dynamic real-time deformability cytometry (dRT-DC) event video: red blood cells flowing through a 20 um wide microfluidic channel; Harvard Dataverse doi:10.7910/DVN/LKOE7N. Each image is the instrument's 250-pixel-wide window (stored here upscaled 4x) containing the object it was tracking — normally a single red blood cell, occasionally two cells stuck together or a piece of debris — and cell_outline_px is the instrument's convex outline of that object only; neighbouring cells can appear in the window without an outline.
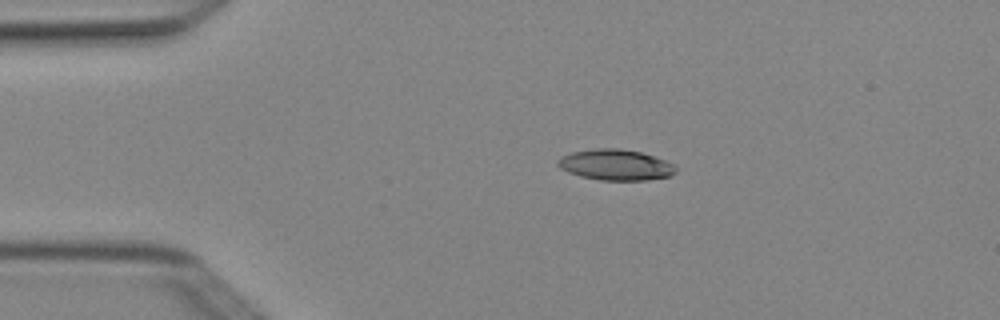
{"species": "Egyptian fruit bat (a non-hibernating species)", "species_latin": "Rousettus aegyptiacus", "temperature_condition": "cold", "stored_images_in_passage": 4, "camera_frame_rate_fps": 3000, "um_per_image_px": 0.085, "animal": {"sex": "female"}, "frame": {"image": 1, "passage_image": 2, "time_ms": 0.333, "image_size_px": [1000, 320], "cell_outline_px": [[676, 172], [672, 176], [648, 180], [600, 180], [580, 176], [568, 172], [560, 168], [556, 164], [556, 160], [560, 156], [572, 152], [596, 148], [620, 148], [640, 152], [664, 160], [672, 164], [676, 168]], "centroid_in_image_um": [52.29, 14.01], "position_along_channel_um": 32.7, "area_um2": 21.27}}